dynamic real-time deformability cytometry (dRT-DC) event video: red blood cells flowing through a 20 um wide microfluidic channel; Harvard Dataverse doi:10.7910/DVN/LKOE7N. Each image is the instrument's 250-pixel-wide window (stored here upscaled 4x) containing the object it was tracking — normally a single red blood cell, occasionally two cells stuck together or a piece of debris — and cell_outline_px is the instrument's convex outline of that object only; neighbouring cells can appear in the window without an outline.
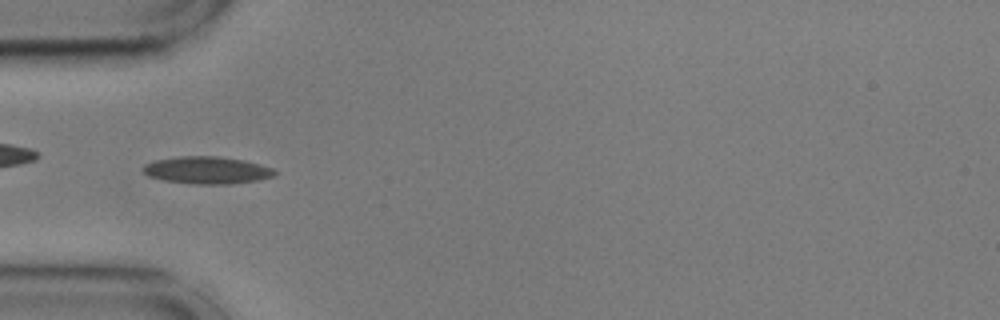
{"species": "common noctule bat (a hibernating species)", "species_latin": "Nyctalus noctula", "temperature_condition": "cold", "stored_images_in_passage": 54, "camera_frame_rate_fps": 3000, "um_per_image_px": 0.085, "animal": {"sex": "male", "body_mass_g": 17.9, "forearm_length_mm": 54.2}, "frame": {"image": 1, "passage_image": 16, "time_ms": 5.0, "image_size_px": [1000, 320], "cell_outline_px": [[276, 172], [272, 176], [260, 180], [228, 184], [196, 184], [164, 180], [148, 176], [140, 168], [144, 164], [156, 160], [180, 156], [216, 156], [244, 160], [260, 164], [272, 168]], "centroid_in_image_um": [17.57, 14.46], "position_along_channel_um": 67.4, "area_um2": 20.87}}
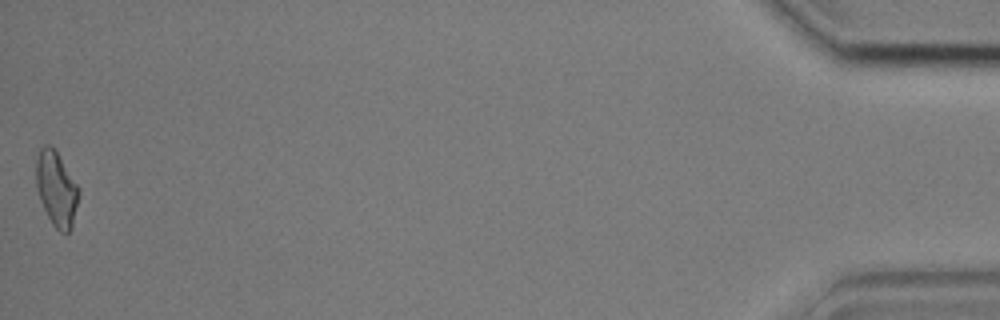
{"frame": {"image": 2, "passage_image": 54, "time_ms": 17.667, "image_size_px": [1000, 320], "cell_outline_px": [[80, 192], [72, 228], [68, 232], [60, 232], [52, 224], [40, 200], [36, 188], [36, 160], [40, 148], [44, 144], [48, 144], [56, 152], [80, 188]], "centroid_in_image_um": [4.8, 16.07], "position_along_channel_um": 430.4, "area_um2": 18.5}, "authors_computed_cell_mechanics": {"area_um2": 18.5827, "velocity_mm_per_s": 3.6055, "shape_relaxation_time_tau1_ms": 6.1047, "shape_relaxation_time_tau2_ms": 3.0984, "deformation_change_tau1": 0.1632, "deformation_change_tau2": 0.0844}}